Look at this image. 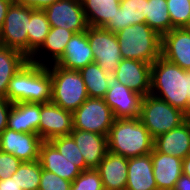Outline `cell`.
Masks as SVG:
<instances>
[{
    "mask_svg": "<svg viewBox=\"0 0 190 190\" xmlns=\"http://www.w3.org/2000/svg\"><path fill=\"white\" fill-rule=\"evenodd\" d=\"M150 94L188 115L190 110V70H184L160 56L151 64Z\"/></svg>",
    "mask_w": 190,
    "mask_h": 190,
    "instance_id": "6da1fadb",
    "label": "cell"
},
{
    "mask_svg": "<svg viewBox=\"0 0 190 190\" xmlns=\"http://www.w3.org/2000/svg\"><path fill=\"white\" fill-rule=\"evenodd\" d=\"M6 99L11 103L51 102L52 78L47 66L28 60L10 80Z\"/></svg>",
    "mask_w": 190,
    "mask_h": 190,
    "instance_id": "7a4b0ae2",
    "label": "cell"
},
{
    "mask_svg": "<svg viewBox=\"0 0 190 190\" xmlns=\"http://www.w3.org/2000/svg\"><path fill=\"white\" fill-rule=\"evenodd\" d=\"M108 151L126 158L149 154L154 138L138 118L115 119L107 136Z\"/></svg>",
    "mask_w": 190,
    "mask_h": 190,
    "instance_id": "3957f363",
    "label": "cell"
},
{
    "mask_svg": "<svg viewBox=\"0 0 190 190\" xmlns=\"http://www.w3.org/2000/svg\"><path fill=\"white\" fill-rule=\"evenodd\" d=\"M115 34L122 59H135L152 64L161 56L162 37L146 23L127 26Z\"/></svg>",
    "mask_w": 190,
    "mask_h": 190,
    "instance_id": "277c9868",
    "label": "cell"
},
{
    "mask_svg": "<svg viewBox=\"0 0 190 190\" xmlns=\"http://www.w3.org/2000/svg\"><path fill=\"white\" fill-rule=\"evenodd\" d=\"M52 78L51 102L66 111L74 112L89 97L79 71L47 65Z\"/></svg>",
    "mask_w": 190,
    "mask_h": 190,
    "instance_id": "5b68a950",
    "label": "cell"
},
{
    "mask_svg": "<svg viewBox=\"0 0 190 190\" xmlns=\"http://www.w3.org/2000/svg\"><path fill=\"white\" fill-rule=\"evenodd\" d=\"M139 119L155 139L160 134L179 127L187 115L166 101L152 95L143 96Z\"/></svg>",
    "mask_w": 190,
    "mask_h": 190,
    "instance_id": "8992f818",
    "label": "cell"
},
{
    "mask_svg": "<svg viewBox=\"0 0 190 190\" xmlns=\"http://www.w3.org/2000/svg\"><path fill=\"white\" fill-rule=\"evenodd\" d=\"M115 117L104 98L88 97L73 112V127L108 136Z\"/></svg>",
    "mask_w": 190,
    "mask_h": 190,
    "instance_id": "52a82bcc",
    "label": "cell"
},
{
    "mask_svg": "<svg viewBox=\"0 0 190 190\" xmlns=\"http://www.w3.org/2000/svg\"><path fill=\"white\" fill-rule=\"evenodd\" d=\"M31 7L12 3L0 32V45L22 52L28 57V34Z\"/></svg>",
    "mask_w": 190,
    "mask_h": 190,
    "instance_id": "ba28073f",
    "label": "cell"
},
{
    "mask_svg": "<svg viewBox=\"0 0 190 190\" xmlns=\"http://www.w3.org/2000/svg\"><path fill=\"white\" fill-rule=\"evenodd\" d=\"M89 45L93 50L94 62L108 74H114L122 60L118 38L115 33L102 27L88 26Z\"/></svg>",
    "mask_w": 190,
    "mask_h": 190,
    "instance_id": "9c48e42d",
    "label": "cell"
},
{
    "mask_svg": "<svg viewBox=\"0 0 190 190\" xmlns=\"http://www.w3.org/2000/svg\"><path fill=\"white\" fill-rule=\"evenodd\" d=\"M107 85L104 100L115 119L138 118L143 95L121 84L114 74H108Z\"/></svg>",
    "mask_w": 190,
    "mask_h": 190,
    "instance_id": "30bf717a",
    "label": "cell"
},
{
    "mask_svg": "<svg viewBox=\"0 0 190 190\" xmlns=\"http://www.w3.org/2000/svg\"><path fill=\"white\" fill-rule=\"evenodd\" d=\"M43 11L50 27H61L74 33L84 32L88 28L81 0H58Z\"/></svg>",
    "mask_w": 190,
    "mask_h": 190,
    "instance_id": "8fae6325",
    "label": "cell"
},
{
    "mask_svg": "<svg viewBox=\"0 0 190 190\" xmlns=\"http://www.w3.org/2000/svg\"><path fill=\"white\" fill-rule=\"evenodd\" d=\"M43 139L35 133L16 132L6 128L0 134V151L10 153L22 162L39 159Z\"/></svg>",
    "mask_w": 190,
    "mask_h": 190,
    "instance_id": "7c38bea8",
    "label": "cell"
},
{
    "mask_svg": "<svg viewBox=\"0 0 190 190\" xmlns=\"http://www.w3.org/2000/svg\"><path fill=\"white\" fill-rule=\"evenodd\" d=\"M73 129L72 112L66 111L52 102L40 103L39 136L44 141L67 136Z\"/></svg>",
    "mask_w": 190,
    "mask_h": 190,
    "instance_id": "4fadbf2b",
    "label": "cell"
},
{
    "mask_svg": "<svg viewBox=\"0 0 190 190\" xmlns=\"http://www.w3.org/2000/svg\"><path fill=\"white\" fill-rule=\"evenodd\" d=\"M123 85L143 96L151 91V64L135 59H122L114 73Z\"/></svg>",
    "mask_w": 190,
    "mask_h": 190,
    "instance_id": "5bb4252c",
    "label": "cell"
},
{
    "mask_svg": "<svg viewBox=\"0 0 190 190\" xmlns=\"http://www.w3.org/2000/svg\"><path fill=\"white\" fill-rule=\"evenodd\" d=\"M161 56L184 70H190V33L173 28L162 36Z\"/></svg>",
    "mask_w": 190,
    "mask_h": 190,
    "instance_id": "9a60e30c",
    "label": "cell"
},
{
    "mask_svg": "<svg viewBox=\"0 0 190 190\" xmlns=\"http://www.w3.org/2000/svg\"><path fill=\"white\" fill-rule=\"evenodd\" d=\"M94 62L93 50L86 31L74 33L67 42L63 55L54 63L68 70L79 71Z\"/></svg>",
    "mask_w": 190,
    "mask_h": 190,
    "instance_id": "2e32d148",
    "label": "cell"
},
{
    "mask_svg": "<svg viewBox=\"0 0 190 190\" xmlns=\"http://www.w3.org/2000/svg\"><path fill=\"white\" fill-rule=\"evenodd\" d=\"M77 144L88 168L96 169L108 151L107 136L73 129L69 134Z\"/></svg>",
    "mask_w": 190,
    "mask_h": 190,
    "instance_id": "e0dca14e",
    "label": "cell"
},
{
    "mask_svg": "<svg viewBox=\"0 0 190 190\" xmlns=\"http://www.w3.org/2000/svg\"><path fill=\"white\" fill-rule=\"evenodd\" d=\"M150 154L157 189L172 190L183 174V159L158 152L155 148Z\"/></svg>",
    "mask_w": 190,
    "mask_h": 190,
    "instance_id": "ac0fdd59",
    "label": "cell"
},
{
    "mask_svg": "<svg viewBox=\"0 0 190 190\" xmlns=\"http://www.w3.org/2000/svg\"><path fill=\"white\" fill-rule=\"evenodd\" d=\"M96 169L100 173L104 190H125L128 158L107 151Z\"/></svg>",
    "mask_w": 190,
    "mask_h": 190,
    "instance_id": "d6986e66",
    "label": "cell"
},
{
    "mask_svg": "<svg viewBox=\"0 0 190 190\" xmlns=\"http://www.w3.org/2000/svg\"><path fill=\"white\" fill-rule=\"evenodd\" d=\"M73 35L74 32L66 30L65 28L51 27L42 46L29 60L33 63L45 66L54 64L63 55L67 42ZM47 55H49L50 58Z\"/></svg>",
    "mask_w": 190,
    "mask_h": 190,
    "instance_id": "ffe728a7",
    "label": "cell"
},
{
    "mask_svg": "<svg viewBox=\"0 0 190 190\" xmlns=\"http://www.w3.org/2000/svg\"><path fill=\"white\" fill-rule=\"evenodd\" d=\"M154 148L161 153L184 159L190 154V121L160 134L154 139Z\"/></svg>",
    "mask_w": 190,
    "mask_h": 190,
    "instance_id": "44dd1931",
    "label": "cell"
},
{
    "mask_svg": "<svg viewBox=\"0 0 190 190\" xmlns=\"http://www.w3.org/2000/svg\"><path fill=\"white\" fill-rule=\"evenodd\" d=\"M38 160L42 169L53 172L70 182H73L82 172L73 161L62 156L50 141H43L41 144Z\"/></svg>",
    "mask_w": 190,
    "mask_h": 190,
    "instance_id": "7402d4cb",
    "label": "cell"
},
{
    "mask_svg": "<svg viewBox=\"0 0 190 190\" xmlns=\"http://www.w3.org/2000/svg\"><path fill=\"white\" fill-rule=\"evenodd\" d=\"M125 190H158L151 154L128 158Z\"/></svg>",
    "mask_w": 190,
    "mask_h": 190,
    "instance_id": "603a6c76",
    "label": "cell"
},
{
    "mask_svg": "<svg viewBox=\"0 0 190 190\" xmlns=\"http://www.w3.org/2000/svg\"><path fill=\"white\" fill-rule=\"evenodd\" d=\"M146 15L147 0H120V9L102 28L117 33L127 26L146 23Z\"/></svg>",
    "mask_w": 190,
    "mask_h": 190,
    "instance_id": "cb8c5ba5",
    "label": "cell"
},
{
    "mask_svg": "<svg viewBox=\"0 0 190 190\" xmlns=\"http://www.w3.org/2000/svg\"><path fill=\"white\" fill-rule=\"evenodd\" d=\"M40 103H12L7 128L16 132L39 135Z\"/></svg>",
    "mask_w": 190,
    "mask_h": 190,
    "instance_id": "d4e9b609",
    "label": "cell"
},
{
    "mask_svg": "<svg viewBox=\"0 0 190 190\" xmlns=\"http://www.w3.org/2000/svg\"><path fill=\"white\" fill-rule=\"evenodd\" d=\"M29 60L22 52L0 45V98L6 99L12 77Z\"/></svg>",
    "mask_w": 190,
    "mask_h": 190,
    "instance_id": "484cf974",
    "label": "cell"
},
{
    "mask_svg": "<svg viewBox=\"0 0 190 190\" xmlns=\"http://www.w3.org/2000/svg\"><path fill=\"white\" fill-rule=\"evenodd\" d=\"M88 26L103 27L120 9V0H81Z\"/></svg>",
    "mask_w": 190,
    "mask_h": 190,
    "instance_id": "4316f807",
    "label": "cell"
},
{
    "mask_svg": "<svg viewBox=\"0 0 190 190\" xmlns=\"http://www.w3.org/2000/svg\"><path fill=\"white\" fill-rule=\"evenodd\" d=\"M50 23L43 10L32 9L29 21L28 58H30L43 44L50 30Z\"/></svg>",
    "mask_w": 190,
    "mask_h": 190,
    "instance_id": "83f0119b",
    "label": "cell"
},
{
    "mask_svg": "<svg viewBox=\"0 0 190 190\" xmlns=\"http://www.w3.org/2000/svg\"><path fill=\"white\" fill-rule=\"evenodd\" d=\"M146 24L161 37L172 30L167 0H147Z\"/></svg>",
    "mask_w": 190,
    "mask_h": 190,
    "instance_id": "f1b7e54d",
    "label": "cell"
},
{
    "mask_svg": "<svg viewBox=\"0 0 190 190\" xmlns=\"http://www.w3.org/2000/svg\"><path fill=\"white\" fill-rule=\"evenodd\" d=\"M86 85L89 97L104 98L107 90L108 73L104 72L97 63L93 62L79 70Z\"/></svg>",
    "mask_w": 190,
    "mask_h": 190,
    "instance_id": "f546056e",
    "label": "cell"
},
{
    "mask_svg": "<svg viewBox=\"0 0 190 190\" xmlns=\"http://www.w3.org/2000/svg\"><path fill=\"white\" fill-rule=\"evenodd\" d=\"M42 167L39 160L22 162L15 172V179L22 190H39Z\"/></svg>",
    "mask_w": 190,
    "mask_h": 190,
    "instance_id": "4dcf8cb0",
    "label": "cell"
},
{
    "mask_svg": "<svg viewBox=\"0 0 190 190\" xmlns=\"http://www.w3.org/2000/svg\"><path fill=\"white\" fill-rule=\"evenodd\" d=\"M50 142L56 147L62 156L73 161L81 171L89 169L85 165L80 149L70 135L53 138Z\"/></svg>",
    "mask_w": 190,
    "mask_h": 190,
    "instance_id": "1f68e13d",
    "label": "cell"
},
{
    "mask_svg": "<svg viewBox=\"0 0 190 190\" xmlns=\"http://www.w3.org/2000/svg\"><path fill=\"white\" fill-rule=\"evenodd\" d=\"M172 29L183 28L190 18V0H167Z\"/></svg>",
    "mask_w": 190,
    "mask_h": 190,
    "instance_id": "d6a6232c",
    "label": "cell"
},
{
    "mask_svg": "<svg viewBox=\"0 0 190 190\" xmlns=\"http://www.w3.org/2000/svg\"><path fill=\"white\" fill-rule=\"evenodd\" d=\"M71 190H104L100 173L92 168L82 171L72 182Z\"/></svg>",
    "mask_w": 190,
    "mask_h": 190,
    "instance_id": "836d02e7",
    "label": "cell"
},
{
    "mask_svg": "<svg viewBox=\"0 0 190 190\" xmlns=\"http://www.w3.org/2000/svg\"><path fill=\"white\" fill-rule=\"evenodd\" d=\"M71 184L55 173L42 169L39 190H71Z\"/></svg>",
    "mask_w": 190,
    "mask_h": 190,
    "instance_id": "e575fe53",
    "label": "cell"
},
{
    "mask_svg": "<svg viewBox=\"0 0 190 190\" xmlns=\"http://www.w3.org/2000/svg\"><path fill=\"white\" fill-rule=\"evenodd\" d=\"M22 161L10 153L0 151V179L10 177L21 165Z\"/></svg>",
    "mask_w": 190,
    "mask_h": 190,
    "instance_id": "d590c367",
    "label": "cell"
},
{
    "mask_svg": "<svg viewBox=\"0 0 190 190\" xmlns=\"http://www.w3.org/2000/svg\"><path fill=\"white\" fill-rule=\"evenodd\" d=\"M12 103L7 99L0 98V134L7 128L8 115Z\"/></svg>",
    "mask_w": 190,
    "mask_h": 190,
    "instance_id": "8d00e7d4",
    "label": "cell"
},
{
    "mask_svg": "<svg viewBox=\"0 0 190 190\" xmlns=\"http://www.w3.org/2000/svg\"><path fill=\"white\" fill-rule=\"evenodd\" d=\"M56 1L58 0H13V2L16 4L39 10H43L44 8L53 4Z\"/></svg>",
    "mask_w": 190,
    "mask_h": 190,
    "instance_id": "74e56055",
    "label": "cell"
},
{
    "mask_svg": "<svg viewBox=\"0 0 190 190\" xmlns=\"http://www.w3.org/2000/svg\"><path fill=\"white\" fill-rule=\"evenodd\" d=\"M0 190H22L15 179V173L6 179H0Z\"/></svg>",
    "mask_w": 190,
    "mask_h": 190,
    "instance_id": "f35d334b",
    "label": "cell"
},
{
    "mask_svg": "<svg viewBox=\"0 0 190 190\" xmlns=\"http://www.w3.org/2000/svg\"><path fill=\"white\" fill-rule=\"evenodd\" d=\"M172 190H190V177L182 174Z\"/></svg>",
    "mask_w": 190,
    "mask_h": 190,
    "instance_id": "ab89813d",
    "label": "cell"
},
{
    "mask_svg": "<svg viewBox=\"0 0 190 190\" xmlns=\"http://www.w3.org/2000/svg\"><path fill=\"white\" fill-rule=\"evenodd\" d=\"M12 3L13 0H0V32L5 21V16Z\"/></svg>",
    "mask_w": 190,
    "mask_h": 190,
    "instance_id": "60d3db41",
    "label": "cell"
},
{
    "mask_svg": "<svg viewBox=\"0 0 190 190\" xmlns=\"http://www.w3.org/2000/svg\"><path fill=\"white\" fill-rule=\"evenodd\" d=\"M183 174L190 177V154L183 159Z\"/></svg>",
    "mask_w": 190,
    "mask_h": 190,
    "instance_id": "b9f144b4",
    "label": "cell"
},
{
    "mask_svg": "<svg viewBox=\"0 0 190 190\" xmlns=\"http://www.w3.org/2000/svg\"><path fill=\"white\" fill-rule=\"evenodd\" d=\"M183 28H184L187 32L190 33V18H189L187 24H186Z\"/></svg>",
    "mask_w": 190,
    "mask_h": 190,
    "instance_id": "7bdbcfd3",
    "label": "cell"
},
{
    "mask_svg": "<svg viewBox=\"0 0 190 190\" xmlns=\"http://www.w3.org/2000/svg\"><path fill=\"white\" fill-rule=\"evenodd\" d=\"M187 119L190 121V114L187 115Z\"/></svg>",
    "mask_w": 190,
    "mask_h": 190,
    "instance_id": "ee69618b",
    "label": "cell"
}]
</instances>
